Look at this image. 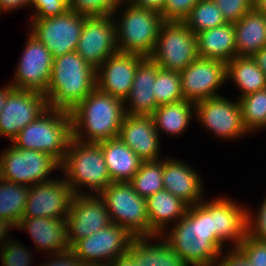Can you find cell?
Instances as JSON below:
<instances>
[{
  "mask_svg": "<svg viewBox=\"0 0 266 266\" xmlns=\"http://www.w3.org/2000/svg\"><path fill=\"white\" fill-rule=\"evenodd\" d=\"M162 236L189 266H212L223 251L214 233V216L201 203L189 206L170 234Z\"/></svg>",
  "mask_w": 266,
  "mask_h": 266,
  "instance_id": "6da1fadb",
  "label": "cell"
},
{
  "mask_svg": "<svg viewBox=\"0 0 266 266\" xmlns=\"http://www.w3.org/2000/svg\"><path fill=\"white\" fill-rule=\"evenodd\" d=\"M124 106L126 105L123 100L96 87L70 111L72 138L87 143H100L117 138L125 116ZM83 129L88 136L82 134Z\"/></svg>",
  "mask_w": 266,
  "mask_h": 266,
  "instance_id": "7a4b0ae2",
  "label": "cell"
},
{
  "mask_svg": "<svg viewBox=\"0 0 266 266\" xmlns=\"http://www.w3.org/2000/svg\"><path fill=\"white\" fill-rule=\"evenodd\" d=\"M96 88V70L76 51L53 58L47 105L70 112Z\"/></svg>",
  "mask_w": 266,
  "mask_h": 266,
  "instance_id": "3957f363",
  "label": "cell"
},
{
  "mask_svg": "<svg viewBox=\"0 0 266 266\" xmlns=\"http://www.w3.org/2000/svg\"><path fill=\"white\" fill-rule=\"evenodd\" d=\"M72 139L71 113L47 108L12 140L16 148L48 153L60 164Z\"/></svg>",
  "mask_w": 266,
  "mask_h": 266,
  "instance_id": "277c9868",
  "label": "cell"
},
{
  "mask_svg": "<svg viewBox=\"0 0 266 266\" xmlns=\"http://www.w3.org/2000/svg\"><path fill=\"white\" fill-rule=\"evenodd\" d=\"M60 166L74 195L80 194L78 186L85 185L100 194L112 182L99 143L72 138Z\"/></svg>",
  "mask_w": 266,
  "mask_h": 266,
  "instance_id": "5b68a950",
  "label": "cell"
},
{
  "mask_svg": "<svg viewBox=\"0 0 266 266\" xmlns=\"http://www.w3.org/2000/svg\"><path fill=\"white\" fill-rule=\"evenodd\" d=\"M129 4L122 20L115 22L118 52L149 58L164 20L159 12Z\"/></svg>",
  "mask_w": 266,
  "mask_h": 266,
  "instance_id": "8992f818",
  "label": "cell"
},
{
  "mask_svg": "<svg viewBox=\"0 0 266 266\" xmlns=\"http://www.w3.org/2000/svg\"><path fill=\"white\" fill-rule=\"evenodd\" d=\"M198 57L193 31L184 22L164 21L149 59L161 69L181 72Z\"/></svg>",
  "mask_w": 266,
  "mask_h": 266,
  "instance_id": "52a82bcc",
  "label": "cell"
},
{
  "mask_svg": "<svg viewBox=\"0 0 266 266\" xmlns=\"http://www.w3.org/2000/svg\"><path fill=\"white\" fill-rule=\"evenodd\" d=\"M111 223L127 228L134 236H149L147 200L129 182H111L100 194Z\"/></svg>",
  "mask_w": 266,
  "mask_h": 266,
  "instance_id": "ba28073f",
  "label": "cell"
},
{
  "mask_svg": "<svg viewBox=\"0 0 266 266\" xmlns=\"http://www.w3.org/2000/svg\"><path fill=\"white\" fill-rule=\"evenodd\" d=\"M60 163L48 153L23 150L11 144L9 149L0 155V178L15 184L35 185L49 181L47 176L57 168Z\"/></svg>",
  "mask_w": 266,
  "mask_h": 266,
  "instance_id": "9c48e42d",
  "label": "cell"
},
{
  "mask_svg": "<svg viewBox=\"0 0 266 266\" xmlns=\"http://www.w3.org/2000/svg\"><path fill=\"white\" fill-rule=\"evenodd\" d=\"M84 21L85 16L69 9L58 16L32 19L30 33L57 58L76 50Z\"/></svg>",
  "mask_w": 266,
  "mask_h": 266,
  "instance_id": "30bf717a",
  "label": "cell"
},
{
  "mask_svg": "<svg viewBox=\"0 0 266 266\" xmlns=\"http://www.w3.org/2000/svg\"><path fill=\"white\" fill-rule=\"evenodd\" d=\"M134 238L135 236L127 228L111 223L77 241L71 250L83 264H106L127 255Z\"/></svg>",
  "mask_w": 266,
  "mask_h": 266,
  "instance_id": "8fae6325",
  "label": "cell"
},
{
  "mask_svg": "<svg viewBox=\"0 0 266 266\" xmlns=\"http://www.w3.org/2000/svg\"><path fill=\"white\" fill-rule=\"evenodd\" d=\"M97 70L110 56L118 52L113 15L86 17L75 50Z\"/></svg>",
  "mask_w": 266,
  "mask_h": 266,
  "instance_id": "7c38bea8",
  "label": "cell"
},
{
  "mask_svg": "<svg viewBox=\"0 0 266 266\" xmlns=\"http://www.w3.org/2000/svg\"><path fill=\"white\" fill-rule=\"evenodd\" d=\"M73 196L67 215V240L70 248L79 240L86 238L111 224L107 206L100 196L87 193Z\"/></svg>",
  "mask_w": 266,
  "mask_h": 266,
  "instance_id": "4fadbf2b",
  "label": "cell"
},
{
  "mask_svg": "<svg viewBox=\"0 0 266 266\" xmlns=\"http://www.w3.org/2000/svg\"><path fill=\"white\" fill-rule=\"evenodd\" d=\"M227 63L198 57L180 72L183 99L198 102L220 96L216 92L227 80Z\"/></svg>",
  "mask_w": 266,
  "mask_h": 266,
  "instance_id": "5bb4252c",
  "label": "cell"
},
{
  "mask_svg": "<svg viewBox=\"0 0 266 266\" xmlns=\"http://www.w3.org/2000/svg\"><path fill=\"white\" fill-rule=\"evenodd\" d=\"M28 37L12 86L14 89L45 94L51 77L53 57L33 34Z\"/></svg>",
  "mask_w": 266,
  "mask_h": 266,
  "instance_id": "9a60e30c",
  "label": "cell"
},
{
  "mask_svg": "<svg viewBox=\"0 0 266 266\" xmlns=\"http://www.w3.org/2000/svg\"><path fill=\"white\" fill-rule=\"evenodd\" d=\"M47 108L44 94L13 89L8 94L0 113V136H6L12 141L26 125L33 122Z\"/></svg>",
  "mask_w": 266,
  "mask_h": 266,
  "instance_id": "2e32d148",
  "label": "cell"
},
{
  "mask_svg": "<svg viewBox=\"0 0 266 266\" xmlns=\"http://www.w3.org/2000/svg\"><path fill=\"white\" fill-rule=\"evenodd\" d=\"M73 196L74 193L64 178L31 185L22 217L66 219Z\"/></svg>",
  "mask_w": 266,
  "mask_h": 266,
  "instance_id": "e0dca14e",
  "label": "cell"
},
{
  "mask_svg": "<svg viewBox=\"0 0 266 266\" xmlns=\"http://www.w3.org/2000/svg\"><path fill=\"white\" fill-rule=\"evenodd\" d=\"M197 121H201L221 138H240L248 134L245 129L239 102H232L222 96L212 97L195 103Z\"/></svg>",
  "mask_w": 266,
  "mask_h": 266,
  "instance_id": "ac0fdd59",
  "label": "cell"
},
{
  "mask_svg": "<svg viewBox=\"0 0 266 266\" xmlns=\"http://www.w3.org/2000/svg\"><path fill=\"white\" fill-rule=\"evenodd\" d=\"M144 59L141 55L120 52L110 56L96 70V87L125 101L131 91L136 68Z\"/></svg>",
  "mask_w": 266,
  "mask_h": 266,
  "instance_id": "d6986e66",
  "label": "cell"
},
{
  "mask_svg": "<svg viewBox=\"0 0 266 266\" xmlns=\"http://www.w3.org/2000/svg\"><path fill=\"white\" fill-rule=\"evenodd\" d=\"M201 204L214 216V233L217 238L223 244L225 240H234L236 249L248 234L247 208L233 203L227 197L211 202L203 201Z\"/></svg>",
  "mask_w": 266,
  "mask_h": 266,
  "instance_id": "ffe728a7",
  "label": "cell"
},
{
  "mask_svg": "<svg viewBox=\"0 0 266 266\" xmlns=\"http://www.w3.org/2000/svg\"><path fill=\"white\" fill-rule=\"evenodd\" d=\"M143 161L159 160V134L152 116L125 114L118 136Z\"/></svg>",
  "mask_w": 266,
  "mask_h": 266,
  "instance_id": "44dd1931",
  "label": "cell"
},
{
  "mask_svg": "<svg viewBox=\"0 0 266 266\" xmlns=\"http://www.w3.org/2000/svg\"><path fill=\"white\" fill-rule=\"evenodd\" d=\"M164 189L189 206L202 202L200 176L188 165L174 159L163 161Z\"/></svg>",
  "mask_w": 266,
  "mask_h": 266,
  "instance_id": "7402d4cb",
  "label": "cell"
},
{
  "mask_svg": "<svg viewBox=\"0 0 266 266\" xmlns=\"http://www.w3.org/2000/svg\"><path fill=\"white\" fill-rule=\"evenodd\" d=\"M17 229L29 231L36 247L39 250H50L55 255L67 251L70 245L67 240L66 220L61 218H27L22 217Z\"/></svg>",
  "mask_w": 266,
  "mask_h": 266,
  "instance_id": "603a6c76",
  "label": "cell"
},
{
  "mask_svg": "<svg viewBox=\"0 0 266 266\" xmlns=\"http://www.w3.org/2000/svg\"><path fill=\"white\" fill-rule=\"evenodd\" d=\"M157 72L158 65L149 58L138 65L131 91L124 101V104L131 102L128 108L124 107L125 114L151 116L157 109L159 105L153 93Z\"/></svg>",
  "mask_w": 266,
  "mask_h": 266,
  "instance_id": "cb8c5ba5",
  "label": "cell"
},
{
  "mask_svg": "<svg viewBox=\"0 0 266 266\" xmlns=\"http://www.w3.org/2000/svg\"><path fill=\"white\" fill-rule=\"evenodd\" d=\"M112 182H130L143 162L119 137L100 142Z\"/></svg>",
  "mask_w": 266,
  "mask_h": 266,
  "instance_id": "d4e9b609",
  "label": "cell"
},
{
  "mask_svg": "<svg viewBox=\"0 0 266 266\" xmlns=\"http://www.w3.org/2000/svg\"><path fill=\"white\" fill-rule=\"evenodd\" d=\"M149 236H161L171 220H180L186 215L189 205L163 189L147 199Z\"/></svg>",
  "mask_w": 266,
  "mask_h": 266,
  "instance_id": "484cf974",
  "label": "cell"
},
{
  "mask_svg": "<svg viewBox=\"0 0 266 266\" xmlns=\"http://www.w3.org/2000/svg\"><path fill=\"white\" fill-rule=\"evenodd\" d=\"M236 56H252L266 47V12L253 8L234 23Z\"/></svg>",
  "mask_w": 266,
  "mask_h": 266,
  "instance_id": "4316f807",
  "label": "cell"
},
{
  "mask_svg": "<svg viewBox=\"0 0 266 266\" xmlns=\"http://www.w3.org/2000/svg\"><path fill=\"white\" fill-rule=\"evenodd\" d=\"M195 35L200 58L218 59L227 63L236 57L233 23H226Z\"/></svg>",
  "mask_w": 266,
  "mask_h": 266,
  "instance_id": "83f0119b",
  "label": "cell"
},
{
  "mask_svg": "<svg viewBox=\"0 0 266 266\" xmlns=\"http://www.w3.org/2000/svg\"><path fill=\"white\" fill-rule=\"evenodd\" d=\"M156 236H135L129 247L128 255L138 266H189L163 239L160 244H152L148 239ZM147 240V241H146Z\"/></svg>",
  "mask_w": 266,
  "mask_h": 266,
  "instance_id": "f1b7e54d",
  "label": "cell"
},
{
  "mask_svg": "<svg viewBox=\"0 0 266 266\" xmlns=\"http://www.w3.org/2000/svg\"><path fill=\"white\" fill-rule=\"evenodd\" d=\"M226 78L242 90V96L266 88V76L251 56H236L227 62Z\"/></svg>",
  "mask_w": 266,
  "mask_h": 266,
  "instance_id": "f546056e",
  "label": "cell"
},
{
  "mask_svg": "<svg viewBox=\"0 0 266 266\" xmlns=\"http://www.w3.org/2000/svg\"><path fill=\"white\" fill-rule=\"evenodd\" d=\"M195 103L183 99L182 101L159 105L151 115L155 124V129L172 135H178L188 128L192 117V108L195 110Z\"/></svg>",
  "mask_w": 266,
  "mask_h": 266,
  "instance_id": "4dcf8cb0",
  "label": "cell"
},
{
  "mask_svg": "<svg viewBox=\"0 0 266 266\" xmlns=\"http://www.w3.org/2000/svg\"><path fill=\"white\" fill-rule=\"evenodd\" d=\"M29 190L28 185L0 178V218L16 227L25 211Z\"/></svg>",
  "mask_w": 266,
  "mask_h": 266,
  "instance_id": "1f68e13d",
  "label": "cell"
},
{
  "mask_svg": "<svg viewBox=\"0 0 266 266\" xmlns=\"http://www.w3.org/2000/svg\"><path fill=\"white\" fill-rule=\"evenodd\" d=\"M153 160L142 162L139 171L129 182L134 191L142 198L164 189L163 185V161Z\"/></svg>",
  "mask_w": 266,
  "mask_h": 266,
  "instance_id": "d6a6232c",
  "label": "cell"
},
{
  "mask_svg": "<svg viewBox=\"0 0 266 266\" xmlns=\"http://www.w3.org/2000/svg\"><path fill=\"white\" fill-rule=\"evenodd\" d=\"M183 22L194 34L227 23L220 8L212 0H199Z\"/></svg>",
  "mask_w": 266,
  "mask_h": 266,
  "instance_id": "836d02e7",
  "label": "cell"
},
{
  "mask_svg": "<svg viewBox=\"0 0 266 266\" xmlns=\"http://www.w3.org/2000/svg\"><path fill=\"white\" fill-rule=\"evenodd\" d=\"M242 121L248 133L266 128V88L238 99Z\"/></svg>",
  "mask_w": 266,
  "mask_h": 266,
  "instance_id": "e575fe53",
  "label": "cell"
},
{
  "mask_svg": "<svg viewBox=\"0 0 266 266\" xmlns=\"http://www.w3.org/2000/svg\"><path fill=\"white\" fill-rule=\"evenodd\" d=\"M153 93L158 105L182 101L180 72L158 67Z\"/></svg>",
  "mask_w": 266,
  "mask_h": 266,
  "instance_id": "d590c367",
  "label": "cell"
},
{
  "mask_svg": "<svg viewBox=\"0 0 266 266\" xmlns=\"http://www.w3.org/2000/svg\"><path fill=\"white\" fill-rule=\"evenodd\" d=\"M122 0H70L69 9L86 16H110L116 13Z\"/></svg>",
  "mask_w": 266,
  "mask_h": 266,
  "instance_id": "8d00e7d4",
  "label": "cell"
},
{
  "mask_svg": "<svg viewBox=\"0 0 266 266\" xmlns=\"http://www.w3.org/2000/svg\"><path fill=\"white\" fill-rule=\"evenodd\" d=\"M252 266H266V242L246 235L236 248Z\"/></svg>",
  "mask_w": 266,
  "mask_h": 266,
  "instance_id": "74e56055",
  "label": "cell"
},
{
  "mask_svg": "<svg viewBox=\"0 0 266 266\" xmlns=\"http://www.w3.org/2000/svg\"><path fill=\"white\" fill-rule=\"evenodd\" d=\"M227 23H236L254 8L253 0H212Z\"/></svg>",
  "mask_w": 266,
  "mask_h": 266,
  "instance_id": "f35d334b",
  "label": "cell"
},
{
  "mask_svg": "<svg viewBox=\"0 0 266 266\" xmlns=\"http://www.w3.org/2000/svg\"><path fill=\"white\" fill-rule=\"evenodd\" d=\"M8 242H2L1 245V261L3 266H29L31 255L23 248V245H19V242H12V240H7ZM11 241V242H10Z\"/></svg>",
  "mask_w": 266,
  "mask_h": 266,
  "instance_id": "ab89813d",
  "label": "cell"
},
{
  "mask_svg": "<svg viewBox=\"0 0 266 266\" xmlns=\"http://www.w3.org/2000/svg\"><path fill=\"white\" fill-rule=\"evenodd\" d=\"M199 0H165L161 13L164 21L183 22Z\"/></svg>",
  "mask_w": 266,
  "mask_h": 266,
  "instance_id": "60d3db41",
  "label": "cell"
},
{
  "mask_svg": "<svg viewBox=\"0 0 266 266\" xmlns=\"http://www.w3.org/2000/svg\"><path fill=\"white\" fill-rule=\"evenodd\" d=\"M70 0H31V5L36 9L32 19H44L63 14L69 10Z\"/></svg>",
  "mask_w": 266,
  "mask_h": 266,
  "instance_id": "b9f144b4",
  "label": "cell"
},
{
  "mask_svg": "<svg viewBox=\"0 0 266 266\" xmlns=\"http://www.w3.org/2000/svg\"><path fill=\"white\" fill-rule=\"evenodd\" d=\"M250 214L248 213V234L257 240L266 242V198L258 211L257 217L251 219L253 215Z\"/></svg>",
  "mask_w": 266,
  "mask_h": 266,
  "instance_id": "7bdbcfd3",
  "label": "cell"
},
{
  "mask_svg": "<svg viewBox=\"0 0 266 266\" xmlns=\"http://www.w3.org/2000/svg\"><path fill=\"white\" fill-rule=\"evenodd\" d=\"M55 257L57 259L55 258L52 262L41 266H84L71 249L56 253Z\"/></svg>",
  "mask_w": 266,
  "mask_h": 266,
  "instance_id": "ee69618b",
  "label": "cell"
},
{
  "mask_svg": "<svg viewBox=\"0 0 266 266\" xmlns=\"http://www.w3.org/2000/svg\"><path fill=\"white\" fill-rule=\"evenodd\" d=\"M225 255L220 263L217 262L219 260L217 259L212 266H252L237 249L233 248L230 253Z\"/></svg>",
  "mask_w": 266,
  "mask_h": 266,
  "instance_id": "f6af8a7d",
  "label": "cell"
},
{
  "mask_svg": "<svg viewBox=\"0 0 266 266\" xmlns=\"http://www.w3.org/2000/svg\"><path fill=\"white\" fill-rule=\"evenodd\" d=\"M128 2L141 8L159 12L160 14L165 6V0H128Z\"/></svg>",
  "mask_w": 266,
  "mask_h": 266,
  "instance_id": "bcb514c9",
  "label": "cell"
},
{
  "mask_svg": "<svg viewBox=\"0 0 266 266\" xmlns=\"http://www.w3.org/2000/svg\"><path fill=\"white\" fill-rule=\"evenodd\" d=\"M27 5H31V0H0V11L5 12Z\"/></svg>",
  "mask_w": 266,
  "mask_h": 266,
  "instance_id": "7dc6e473",
  "label": "cell"
},
{
  "mask_svg": "<svg viewBox=\"0 0 266 266\" xmlns=\"http://www.w3.org/2000/svg\"><path fill=\"white\" fill-rule=\"evenodd\" d=\"M251 57L266 76V47L255 52Z\"/></svg>",
  "mask_w": 266,
  "mask_h": 266,
  "instance_id": "c3c4849f",
  "label": "cell"
},
{
  "mask_svg": "<svg viewBox=\"0 0 266 266\" xmlns=\"http://www.w3.org/2000/svg\"><path fill=\"white\" fill-rule=\"evenodd\" d=\"M108 266H138V265H136L134 260L127 254L125 256L114 259L113 261L108 263Z\"/></svg>",
  "mask_w": 266,
  "mask_h": 266,
  "instance_id": "681fc988",
  "label": "cell"
},
{
  "mask_svg": "<svg viewBox=\"0 0 266 266\" xmlns=\"http://www.w3.org/2000/svg\"><path fill=\"white\" fill-rule=\"evenodd\" d=\"M14 227L10 222H8L7 220L0 218V242L4 239H6L7 237V232L8 230H10V228Z\"/></svg>",
  "mask_w": 266,
  "mask_h": 266,
  "instance_id": "f907efd6",
  "label": "cell"
},
{
  "mask_svg": "<svg viewBox=\"0 0 266 266\" xmlns=\"http://www.w3.org/2000/svg\"><path fill=\"white\" fill-rule=\"evenodd\" d=\"M14 89L12 85H7L5 88L0 89V113L3 110V107L6 103L8 94Z\"/></svg>",
  "mask_w": 266,
  "mask_h": 266,
  "instance_id": "816d5d0a",
  "label": "cell"
},
{
  "mask_svg": "<svg viewBox=\"0 0 266 266\" xmlns=\"http://www.w3.org/2000/svg\"><path fill=\"white\" fill-rule=\"evenodd\" d=\"M254 8L266 12V0H253Z\"/></svg>",
  "mask_w": 266,
  "mask_h": 266,
  "instance_id": "f5cc1de1",
  "label": "cell"
},
{
  "mask_svg": "<svg viewBox=\"0 0 266 266\" xmlns=\"http://www.w3.org/2000/svg\"><path fill=\"white\" fill-rule=\"evenodd\" d=\"M84 266H108L107 264H84Z\"/></svg>",
  "mask_w": 266,
  "mask_h": 266,
  "instance_id": "db71d44e",
  "label": "cell"
}]
</instances>
